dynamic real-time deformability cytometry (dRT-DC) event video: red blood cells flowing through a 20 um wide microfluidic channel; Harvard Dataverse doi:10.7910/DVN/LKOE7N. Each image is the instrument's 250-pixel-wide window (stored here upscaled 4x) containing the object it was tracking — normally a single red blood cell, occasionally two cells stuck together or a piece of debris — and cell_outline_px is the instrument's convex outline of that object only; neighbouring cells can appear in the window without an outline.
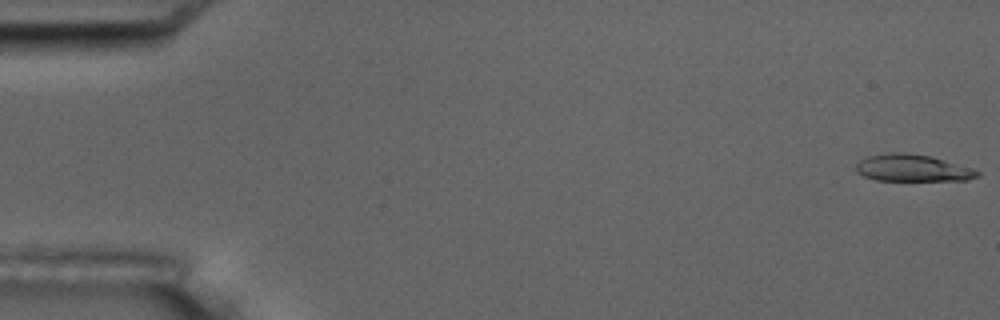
{"species": "common noctule bat (a hibernating species)", "species_latin": "Nyctalus noctula", "temperature_condition": "room temperature", "stored_images_in_passage": 5, "camera_frame_rate_fps": 3000, "um_per_image_px": 0.085, "animal": {"sex": "male", "body_mass_g": 17.5, "forearm_length_mm": 52.3}, "frame": {"image": 1, "passage_image": 1, "time_ms": 0.0, "image_size_px": [1000, 320], "cell_outline_px": [[980, 176], [968, 180], [876, 180], [864, 176], [856, 172], [856, 164], [860, 160], [868, 156], [892, 152], [904, 152], [928, 156], [944, 160], [972, 168], [980, 172]], "centroid_in_image_um": [77.56, 14.28], "position_along_channel_um": 7.4, "area_um2": 18.9}}
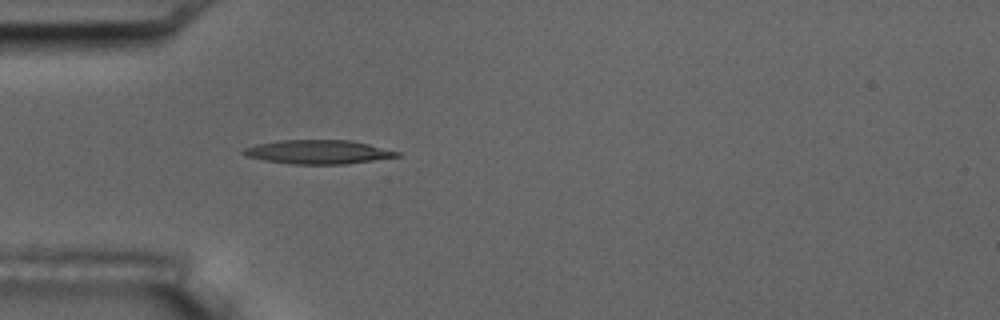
{"frame": {"image": 2, "passage_image": 5, "time_ms": 5.333, "image_size_px": [1000, 320], "cell_outline_px": [[400, 156], [344, 164], [292, 164], [264, 160], [244, 156], [240, 152], [244, 148], [256, 144], [280, 140], [352, 140], [400, 152]], "centroid_in_image_um": [26.98, 12.91], "position_along_channel_um": 58.0, "area_um2": 21.33}}